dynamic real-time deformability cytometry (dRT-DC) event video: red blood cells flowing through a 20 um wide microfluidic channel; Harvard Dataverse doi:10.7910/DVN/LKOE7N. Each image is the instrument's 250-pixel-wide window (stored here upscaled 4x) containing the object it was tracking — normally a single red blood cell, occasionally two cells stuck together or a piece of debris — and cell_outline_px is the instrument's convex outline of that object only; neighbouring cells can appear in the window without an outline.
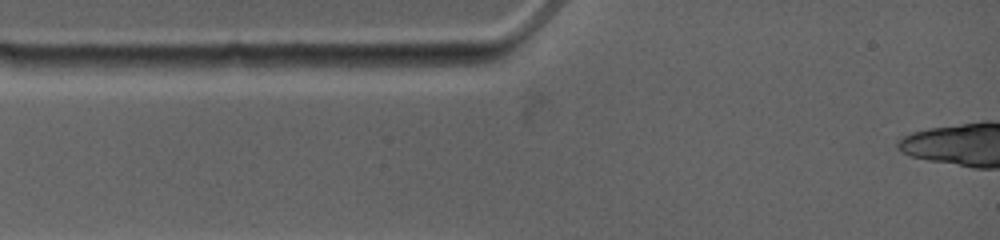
{"species": "common noctule bat (a hibernating species)", "species_latin": "Nyctalus noctula", "temperature_condition": "warm", "stored_images_in_passage": 2, "camera_frame_rate_fps": 4500, "um_per_image_px": 0.085, "animal": {"sex": "female", "body_mass_g": 19.0, "forearm_length_mm": 53.3}, "frame": {"image": 1, "passage_image": 1, "time_ms": 0.0, "image_size_px": [1000, 240], "cell_outline_px": [[424, 64], [280, 72], [276, 68], [284, 64], [304, 56], [412, 56]], "centroid_in_image_um": [29.35, 5.32], "position_along_channel_um": 55.6, "area_um2": 11.39}}